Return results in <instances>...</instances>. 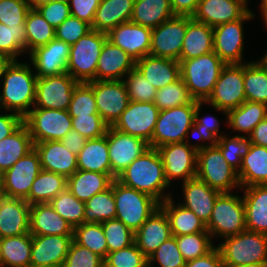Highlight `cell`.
<instances>
[{
	"instance_id": "1",
	"label": "cell",
	"mask_w": 267,
	"mask_h": 267,
	"mask_svg": "<svg viewBox=\"0 0 267 267\" xmlns=\"http://www.w3.org/2000/svg\"><path fill=\"white\" fill-rule=\"evenodd\" d=\"M2 77L4 81L0 94L1 107L24 118L34 107L36 74L32 72L28 63L10 60L2 69L1 79Z\"/></svg>"
},
{
	"instance_id": "2",
	"label": "cell",
	"mask_w": 267,
	"mask_h": 267,
	"mask_svg": "<svg viewBox=\"0 0 267 267\" xmlns=\"http://www.w3.org/2000/svg\"><path fill=\"white\" fill-rule=\"evenodd\" d=\"M116 180L124 186L150 195L160 204L171 197V194L164 196V189L170 185L165 176L161 155L156 148L150 147L136 158Z\"/></svg>"
},
{
	"instance_id": "3",
	"label": "cell",
	"mask_w": 267,
	"mask_h": 267,
	"mask_svg": "<svg viewBox=\"0 0 267 267\" xmlns=\"http://www.w3.org/2000/svg\"><path fill=\"white\" fill-rule=\"evenodd\" d=\"M179 62L181 78L191 97L196 101L205 102L211 95L226 63L214 51Z\"/></svg>"
},
{
	"instance_id": "4",
	"label": "cell",
	"mask_w": 267,
	"mask_h": 267,
	"mask_svg": "<svg viewBox=\"0 0 267 267\" xmlns=\"http://www.w3.org/2000/svg\"><path fill=\"white\" fill-rule=\"evenodd\" d=\"M225 267L267 263V235L244 230L219 244Z\"/></svg>"
},
{
	"instance_id": "5",
	"label": "cell",
	"mask_w": 267,
	"mask_h": 267,
	"mask_svg": "<svg viewBox=\"0 0 267 267\" xmlns=\"http://www.w3.org/2000/svg\"><path fill=\"white\" fill-rule=\"evenodd\" d=\"M115 218L123 222L134 233L160 208V203L148 194L124 186L113 180Z\"/></svg>"
},
{
	"instance_id": "6",
	"label": "cell",
	"mask_w": 267,
	"mask_h": 267,
	"mask_svg": "<svg viewBox=\"0 0 267 267\" xmlns=\"http://www.w3.org/2000/svg\"><path fill=\"white\" fill-rule=\"evenodd\" d=\"M198 102L193 100L187 105L161 110L149 146L157 149L162 145L185 142L186 139L190 141L187 136L193 128Z\"/></svg>"
},
{
	"instance_id": "7",
	"label": "cell",
	"mask_w": 267,
	"mask_h": 267,
	"mask_svg": "<svg viewBox=\"0 0 267 267\" xmlns=\"http://www.w3.org/2000/svg\"><path fill=\"white\" fill-rule=\"evenodd\" d=\"M196 177L220 193L240 187L237 171L226 162L217 146L197 150Z\"/></svg>"
},
{
	"instance_id": "8",
	"label": "cell",
	"mask_w": 267,
	"mask_h": 267,
	"mask_svg": "<svg viewBox=\"0 0 267 267\" xmlns=\"http://www.w3.org/2000/svg\"><path fill=\"white\" fill-rule=\"evenodd\" d=\"M107 39V34L92 29L71 46L67 73L78 83L96 80L98 59Z\"/></svg>"
},
{
	"instance_id": "9",
	"label": "cell",
	"mask_w": 267,
	"mask_h": 267,
	"mask_svg": "<svg viewBox=\"0 0 267 267\" xmlns=\"http://www.w3.org/2000/svg\"><path fill=\"white\" fill-rule=\"evenodd\" d=\"M213 238L234 236L246 230L243 198L230 193H221L214 204L210 220L206 225Z\"/></svg>"
},
{
	"instance_id": "10",
	"label": "cell",
	"mask_w": 267,
	"mask_h": 267,
	"mask_svg": "<svg viewBox=\"0 0 267 267\" xmlns=\"http://www.w3.org/2000/svg\"><path fill=\"white\" fill-rule=\"evenodd\" d=\"M245 101L244 63L226 64L205 103H210L227 117L229 110L239 107Z\"/></svg>"
},
{
	"instance_id": "11",
	"label": "cell",
	"mask_w": 267,
	"mask_h": 267,
	"mask_svg": "<svg viewBox=\"0 0 267 267\" xmlns=\"http://www.w3.org/2000/svg\"><path fill=\"white\" fill-rule=\"evenodd\" d=\"M33 144L61 140L71 129L72 119L68 110L33 108L23 118Z\"/></svg>"
},
{
	"instance_id": "12",
	"label": "cell",
	"mask_w": 267,
	"mask_h": 267,
	"mask_svg": "<svg viewBox=\"0 0 267 267\" xmlns=\"http://www.w3.org/2000/svg\"><path fill=\"white\" fill-rule=\"evenodd\" d=\"M200 147L203 145L179 142L157 148L169 185L173 179H183L186 182L196 177L197 150Z\"/></svg>"
},
{
	"instance_id": "13",
	"label": "cell",
	"mask_w": 267,
	"mask_h": 267,
	"mask_svg": "<svg viewBox=\"0 0 267 267\" xmlns=\"http://www.w3.org/2000/svg\"><path fill=\"white\" fill-rule=\"evenodd\" d=\"M87 84L93 89L98 114L112 127L129 103L125 82L94 80Z\"/></svg>"
},
{
	"instance_id": "14",
	"label": "cell",
	"mask_w": 267,
	"mask_h": 267,
	"mask_svg": "<svg viewBox=\"0 0 267 267\" xmlns=\"http://www.w3.org/2000/svg\"><path fill=\"white\" fill-rule=\"evenodd\" d=\"M160 110L152 102L129 101L127 108L112 126L119 132L152 141Z\"/></svg>"
},
{
	"instance_id": "15",
	"label": "cell",
	"mask_w": 267,
	"mask_h": 267,
	"mask_svg": "<svg viewBox=\"0 0 267 267\" xmlns=\"http://www.w3.org/2000/svg\"><path fill=\"white\" fill-rule=\"evenodd\" d=\"M79 83L69 74L37 78L33 108L68 110L74 88Z\"/></svg>"
},
{
	"instance_id": "16",
	"label": "cell",
	"mask_w": 267,
	"mask_h": 267,
	"mask_svg": "<svg viewBox=\"0 0 267 267\" xmlns=\"http://www.w3.org/2000/svg\"><path fill=\"white\" fill-rule=\"evenodd\" d=\"M42 167L38 152L33 148L4 172L2 194L10 198L26 199Z\"/></svg>"
},
{
	"instance_id": "17",
	"label": "cell",
	"mask_w": 267,
	"mask_h": 267,
	"mask_svg": "<svg viewBox=\"0 0 267 267\" xmlns=\"http://www.w3.org/2000/svg\"><path fill=\"white\" fill-rule=\"evenodd\" d=\"M187 16H174L152 29L150 55L181 60Z\"/></svg>"
},
{
	"instance_id": "18",
	"label": "cell",
	"mask_w": 267,
	"mask_h": 267,
	"mask_svg": "<svg viewBox=\"0 0 267 267\" xmlns=\"http://www.w3.org/2000/svg\"><path fill=\"white\" fill-rule=\"evenodd\" d=\"M106 137L113 180L150 148L149 143L143 139L119 132L112 127L107 129Z\"/></svg>"
},
{
	"instance_id": "19",
	"label": "cell",
	"mask_w": 267,
	"mask_h": 267,
	"mask_svg": "<svg viewBox=\"0 0 267 267\" xmlns=\"http://www.w3.org/2000/svg\"><path fill=\"white\" fill-rule=\"evenodd\" d=\"M254 18L252 10L241 19L213 27L214 49L226 64H243V22Z\"/></svg>"
},
{
	"instance_id": "20",
	"label": "cell",
	"mask_w": 267,
	"mask_h": 267,
	"mask_svg": "<svg viewBox=\"0 0 267 267\" xmlns=\"http://www.w3.org/2000/svg\"><path fill=\"white\" fill-rule=\"evenodd\" d=\"M73 235H32L30 267H63Z\"/></svg>"
},
{
	"instance_id": "21",
	"label": "cell",
	"mask_w": 267,
	"mask_h": 267,
	"mask_svg": "<svg viewBox=\"0 0 267 267\" xmlns=\"http://www.w3.org/2000/svg\"><path fill=\"white\" fill-rule=\"evenodd\" d=\"M151 35V28L129 21L113 28L107 37L109 41L137 61L150 55Z\"/></svg>"
},
{
	"instance_id": "22",
	"label": "cell",
	"mask_w": 267,
	"mask_h": 267,
	"mask_svg": "<svg viewBox=\"0 0 267 267\" xmlns=\"http://www.w3.org/2000/svg\"><path fill=\"white\" fill-rule=\"evenodd\" d=\"M70 48L67 43L54 38L48 44L31 51L30 60L37 71V78L66 73Z\"/></svg>"
},
{
	"instance_id": "23",
	"label": "cell",
	"mask_w": 267,
	"mask_h": 267,
	"mask_svg": "<svg viewBox=\"0 0 267 267\" xmlns=\"http://www.w3.org/2000/svg\"><path fill=\"white\" fill-rule=\"evenodd\" d=\"M248 0H200L192 18L208 26L241 19L248 11Z\"/></svg>"
},
{
	"instance_id": "24",
	"label": "cell",
	"mask_w": 267,
	"mask_h": 267,
	"mask_svg": "<svg viewBox=\"0 0 267 267\" xmlns=\"http://www.w3.org/2000/svg\"><path fill=\"white\" fill-rule=\"evenodd\" d=\"M30 204L20 198L0 195V237L24 235L29 232Z\"/></svg>"
},
{
	"instance_id": "25",
	"label": "cell",
	"mask_w": 267,
	"mask_h": 267,
	"mask_svg": "<svg viewBox=\"0 0 267 267\" xmlns=\"http://www.w3.org/2000/svg\"><path fill=\"white\" fill-rule=\"evenodd\" d=\"M43 170L64 175L66 178L77 170V155L69 151L60 140L34 144Z\"/></svg>"
},
{
	"instance_id": "26",
	"label": "cell",
	"mask_w": 267,
	"mask_h": 267,
	"mask_svg": "<svg viewBox=\"0 0 267 267\" xmlns=\"http://www.w3.org/2000/svg\"><path fill=\"white\" fill-rule=\"evenodd\" d=\"M170 237L172 233L168 217L159 208L134 233V242L148 258Z\"/></svg>"
},
{
	"instance_id": "27",
	"label": "cell",
	"mask_w": 267,
	"mask_h": 267,
	"mask_svg": "<svg viewBox=\"0 0 267 267\" xmlns=\"http://www.w3.org/2000/svg\"><path fill=\"white\" fill-rule=\"evenodd\" d=\"M134 68L135 60L107 39L98 59L96 80H124V76Z\"/></svg>"
},
{
	"instance_id": "28",
	"label": "cell",
	"mask_w": 267,
	"mask_h": 267,
	"mask_svg": "<svg viewBox=\"0 0 267 267\" xmlns=\"http://www.w3.org/2000/svg\"><path fill=\"white\" fill-rule=\"evenodd\" d=\"M182 187L185 202L180 204L193 211L207 225L215 201L221 193L197 177L183 182Z\"/></svg>"
},
{
	"instance_id": "29",
	"label": "cell",
	"mask_w": 267,
	"mask_h": 267,
	"mask_svg": "<svg viewBox=\"0 0 267 267\" xmlns=\"http://www.w3.org/2000/svg\"><path fill=\"white\" fill-rule=\"evenodd\" d=\"M135 68L156 90L175 82L181 77L180 62L170 58L147 55L135 61Z\"/></svg>"
},
{
	"instance_id": "30",
	"label": "cell",
	"mask_w": 267,
	"mask_h": 267,
	"mask_svg": "<svg viewBox=\"0 0 267 267\" xmlns=\"http://www.w3.org/2000/svg\"><path fill=\"white\" fill-rule=\"evenodd\" d=\"M74 229L50 205H30L29 232L32 235H73Z\"/></svg>"
},
{
	"instance_id": "31",
	"label": "cell",
	"mask_w": 267,
	"mask_h": 267,
	"mask_svg": "<svg viewBox=\"0 0 267 267\" xmlns=\"http://www.w3.org/2000/svg\"><path fill=\"white\" fill-rule=\"evenodd\" d=\"M246 188V189H245ZM244 190L246 230L267 235V184L251 185Z\"/></svg>"
},
{
	"instance_id": "32",
	"label": "cell",
	"mask_w": 267,
	"mask_h": 267,
	"mask_svg": "<svg viewBox=\"0 0 267 267\" xmlns=\"http://www.w3.org/2000/svg\"><path fill=\"white\" fill-rule=\"evenodd\" d=\"M135 0H102L91 28L108 34L116 26L130 21Z\"/></svg>"
},
{
	"instance_id": "33",
	"label": "cell",
	"mask_w": 267,
	"mask_h": 267,
	"mask_svg": "<svg viewBox=\"0 0 267 267\" xmlns=\"http://www.w3.org/2000/svg\"><path fill=\"white\" fill-rule=\"evenodd\" d=\"M214 49L213 27L187 16V31L183 40L181 60L197 58Z\"/></svg>"
},
{
	"instance_id": "34",
	"label": "cell",
	"mask_w": 267,
	"mask_h": 267,
	"mask_svg": "<svg viewBox=\"0 0 267 267\" xmlns=\"http://www.w3.org/2000/svg\"><path fill=\"white\" fill-rule=\"evenodd\" d=\"M172 197L160 204L168 217L172 236L208 232L206 224L191 210L181 204L175 206Z\"/></svg>"
},
{
	"instance_id": "35",
	"label": "cell",
	"mask_w": 267,
	"mask_h": 267,
	"mask_svg": "<svg viewBox=\"0 0 267 267\" xmlns=\"http://www.w3.org/2000/svg\"><path fill=\"white\" fill-rule=\"evenodd\" d=\"M78 170L108 174L111 177L106 134L87 140L84 148L77 155Z\"/></svg>"
},
{
	"instance_id": "36",
	"label": "cell",
	"mask_w": 267,
	"mask_h": 267,
	"mask_svg": "<svg viewBox=\"0 0 267 267\" xmlns=\"http://www.w3.org/2000/svg\"><path fill=\"white\" fill-rule=\"evenodd\" d=\"M237 173L240 188L267 184V147L251 144Z\"/></svg>"
},
{
	"instance_id": "37",
	"label": "cell",
	"mask_w": 267,
	"mask_h": 267,
	"mask_svg": "<svg viewBox=\"0 0 267 267\" xmlns=\"http://www.w3.org/2000/svg\"><path fill=\"white\" fill-rule=\"evenodd\" d=\"M113 179L108 174L77 170L67 178L66 188L79 200L86 202L97 193L111 186Z\"/></svg>"
},
{
	"instance_id": "38",
	"label": "cell",
	"mask_w": 267,
	"mask_h": 267,
	"mask_svg": "<svg viewBox=\"0 0 267 267\" xmlns=\"http://www.w3.org/2000/svg\"><path fill=\"white\" fill-rule=\"evenodd\" d=\"M174 16L170 0H135L130 21L153 29Z\"/></svg>"
},
{
	"instance_id": "39",
	"label": "cell",
	"mask_w": 267,
	"mask_h": 267,
	"mask_svg": "<svg viewBox=\"0 0 267 267\" xmlns=\"http://www.w3.org/2000/svg\"><path fill=\"white\" fill-rule=\"evenodd\" d=\"M33 148L29 130L23 123L10 136L0 141V169L5 172Z\"/></svg>"
},
{
	"instance_id": "40",
	"label": "cell",
	"mask_w": 267,
	"mask_h": 267,
	"mask_svg": "<svg viewBox=\"0 0 267 267\" xmlns=\"http://www.w3.org/2000/svg\"><path fill=\"white\" fill-rule=\"evenodd\" d=\"M67 186V178L64 175L51 171L41 170L31 185L30 193L25 199L30 205L49 203Z\"/></svg>"
},
{
	"instance_id": "41",
	"label": "cell",
	"mask_w": 267,
	"mask_h": 267,
	"mask_svg": "<svg viewBox=\"0 0 267 267\" xmlns=\"http://www.w3.org/2000/svg\"><path fill=\"white\" fill-rule=\"evenodd\" d=\"M244 86L246 101L267 105V61L244 63Z\"/></svg>"
},
{
	"instance_id": "42",
	"label": "cell",
	"mask_w": 267,
	"mask_h": 267,
	"mask_svg": "<svg viewBox=\"0 0 267 267\" xmlns=\"http://www.w3.org/2000/svg\"><path fill=\"white\" fill-rule=\"evenodd\" d=\"M32 234L2 238L1 265L6 267H30Z\"/></svg>"
},
{
	"instance_id": "43",
	"label": "cell",
	"mask_w": 267,
	"mask_h": 267,
	"mask_svg": "<svg viewBox=\"0 0 267 267\" xmlns=\"http://www.w3.org/2000/svg\"><path fill=\"white\" fill-rule=\"evenodd\" d=\"M267 117V105L245 101L239 107L228 111V125L249 136L255 126Z\"/></svg>"
},
{
	"instance_id": "44",
	"label": "cell",
	"mask_w": 267,
	"mask_h": 267,
	"mask_svg": "<svg viewBox=\"0 0 267 267\" xmlns=\"http://www.w3.org/2000/svg\"><path fill=\"white\" fill-rule=\"evenodd\" d=\"M116 207L113 194V181L111 186L103 192L97 193L85 202L83 223H102L115 219Z\"/></svg>"
},
{
	"instance_id": "45",
	"label": "cell",
	"mask_w": 267,
	"mask_h": 267,
	"mask_svg": "<svg viewBox=\"0 0 267 267\" xmlns=\"http://www.w3.org/2000/svg\"><path fill=\"white\" fill-rule=\"evenodd\" d=\"M25 34L27 50L30 53L54 39L55 29L48 24L37 9L31 8L25 18Z\"/></svg>"
},
{
	"instance_id": "46",
	"label": "cell",
	"mask_w": 267,
	"mask_h": 267,
	"mask_svg": "<svg viewBox=\"0 0 267 267\" xmlns=\"http://www.w3.org/2000/svg\"><path fill=\"white\" fill-rule=\"evenodd\" d=\"M73 240L103 259L108 254L107 242L101 223H83L73 231Z\"/></svg>"
},
{
	"instance_id": "47",
	"label": "cell",
	"mask_w": 267,
	"mask_h": 267,
	"mask_svg": "<svg viewBox=\"0 0 267 267\" xmlns=\"http://www.w3.org/2000/svg\"><path fill=\"white\" fill-rule=\"evenodd\" d=\"M24 51L27 52L25 24L8 27L0 23V56L17 60Z\"/></svg>"
},
{
	"instance_id": "48",
	"label": "cell",
	"mask_w": 267,
	"mask_h": 267,
	"mask_svg": "<svg viewBox=\"0 0 267 267\" xmlns=\"http://www.w3.org/2000/svg\"><path fill=\"white\" fill-rule=\"evenodd\" d=\"M49 203L73 229L83 224L85 202L77 199L67 188Z\"/></svg>"
},
{
	"instance_id": "49",
	"label": "cell",
	"mask_w": 267,
	"mask_h": 267,
	"mask_svg": "<svg viewBox=\"0 0 267 267\" xmlns=\"http://www.w3.org/2000/svg\"><path fill=\"white\" fill-rule=\"evenodd\" d=\"M193 100L187 86L180 77L175 82L158 89L153 103L161 111L190 104Z\"/></svg>"
},
{
	"instance_id": "50",
	"label": "cell",
	"mask_w": 267,
	"mask_h": 267,
	"mask_svg": "<svg viewBox=\"0 0 267 267\" xmlns=\"http://www.w3.org/2000/svg\"><path fill=\"white\" fill-rule=\"evenodd\" d=\"M175 239L186 262L206 255L215 247L209 232L179 235Z\"/></svg>"
},
{
	"instance_id": "51",
	"label": "cell",
	"mask_w": 267,
	"mask_h": 267,
	"mask_svg": "<svg viewBox=\"0 0 267 267\" xmlns=\"http://www.w3.org/2000/svg\"><path fill=\"white\" fill-rule=\"evenodd\" d=\"M251 144L250 138L247 136L237 135L229 138L223 135L216 146L220 149L226 162L238 172L242 159L248 153Z\"/></svg>"
},
{
	"instance_id": "52",
	"label": "cell",
	"mask_w": 267,
	"mask_h": 267,
	"mask_svg": "<svg viewBox=\"0 0 267 267\" xmlns=\"http://www.w3.org/2000/svg\"><path fill=\"white\" fill-rule=\"evenodd\" d=\"M108 253L126 248L134 243V232L118 219L102 222Z\"/></svg>"
},
{
	"instance_id": "53",
	"label": "cell",
	"mask_w": 267,
	"mask_h": 267,
	"mask_svg": "<svg viewBox=\"0 0 267 267\" xmlns=\"http://www.w3.org/2000/svg\"><path fill=\"white\" fill-rule=\"evenodd\" d=\"M68 113L71 117L98 114L93 89L87 83L74 88Z\"/></svg>"
},
{
	"instance_id": "54",
	"label": "cell",
	"mask_w": 267,
	"mask_h": 267,
	"mask_svg": "<svg viewBox=\"0 0 267 267\" xmlns=\"http://www.w3.org/2000/svg\"><path fill=\"white\" fill-rule=\"evenodd\" d=\"M202 104H205V102H198L196 104L192 136L199 140H207L209 144H203V146H216L218 140L223 136L218 131L220 124L218 119L213 116L199 118Z\"/></svg>"
},
{
	"instance_id": "55",
	"label": "cell",
	"mask_w": 267,
	"mask_h": 267,
	"mask_svg": "<svg viewBox=\"0 0 267 267\" xmlns=\"http://www.w3.org/2000/svg\"><path fill=\"white\" fill-rule=\"evenodd\" d=\"M106 267H148V258L135 242L118 251L108 253L104 259Z\"/></svg>"
},
{
	"instance_id": "56",
	"label": "cell",
	"mask_w": 267,
	"mask_h": 267,
	"mask_svg": "<svg viewBox=\"0 0 267 267\" xmlns=\"http://www.w3.org/2000/svg\"><path fill=\"white\" fill-rule=\"evenodd\" d=\"M125 77L127 79L123 81L127 88L129 101L153 103L157 90L136 68L131 70Z\"/></svg>"
},
{
	"instance_id": "57",
	"label": "cell",
	"mask_w": 267,
	"mask_h": 267,
	"mask_svg": "<svg viewBox=\"0 0 267 267\" xmlns=\"http://www.w3.org/2000/svg\"><path fill=\"white\" fill-rule=\"evenodd\" d=\"M153 262L159 263L160 267L185 266L186 261L179 251L175 236L163 242L156 251L148 257V267H153Z\"/></svg>"
},
{
	"instance_id": "58",
	"label": "cell",
	"mask_w": 267,
	"mask_h": 267,
	"mask_svg": "<svg viewBox=\"0 0 267 267\" xmlns=\"http://www.w3.org/2000/svg\"><path fill=\"white\" fill-rule=\"evenodd\" d=\"M30 9L28 0H1L0 23L8 27L25 24V18Z\"/></svg>"
},
{
	"instance_id": "59",
	"label": "cell",
	"mask_w": 267,
	"mask_h": 267,
	"mask_svg": "<svg viewBox=\"0 0 267 267\" xmlns=\"http://www.w3.org/2000/svg\"><path fill=\"white\" fill-rule=\"evenodd\" d=\"M71 119L72 129L79 132L87 140L105 135L109 128L99 114L71 117Z\"/></svg>"
},
{
	"instance_id": "60",
	"label": "cell",
	"mask_w": 267,
	"mask_h": 267,
	"mask_svg": "<svg viewBox=\"0 0 267 267\" xmlns=\"http://www.w3.org/2000/svg\"><path fill=\"white\" fill-rule=\"evenodd\" d=\"M104 259L89 249L72 241L63 267H102Z\"/></svg>"
},
{
	"instance_id": "61",
	"label": "cell",
	"mask_w": 267,
	"mask_h": 267,
	"mask_svg": "<svg viewBox=\"0 0 267 267\" xmlns=\"http://www.w3.org/2000/svg\"><path fill=\"white\" fill-rule=\"evenodd\" d=\"M91 30L90 24L76 17L69 16L55 29V38L72 46Z\"/></svg>"
},
{
	"instance_id": "62",
	"label": "cell",
	"mask_w": 267,
	"mask_h": 267,
	"mask_svg": "<svg viewBox=\"0 0 267 267\" xmlns=\"http://www.w3.org/2000/svg\"><path fill=\"white\" fill-rule=\"evenodd\" d=\"M36 9L54 29L71 16L69 4L63 2L53 1Z\"/></svg>"
},
{
	"instance_id": "63",
	"label": "cell",
	"mask_w": 267,
	"mask_h": 267,
	"mask_svg": "<svg viewBox=\"0 0 267 267\" xmlns=\"http://www.w3.org/2000/svg\"><path fill=\"white\" fill-rule=\"evenodd\" d=\"M100 2L101 0H70L71 16L92 26Z\"/></svg>"
},
{
	"instance_id": "64",
	"label": "cell",
	"mask_w": 267,
	"mask_h": 267,
	"mask_svg": "<svg viewBox=\"0 0 267 267\" xmlns=\"http://www.w3.org/2000/svg\"><path fill=\"white\" fill-rule=\"evenodd\" d=\"M184 267H225L218 247H214L206 255L187 261Z\"/></svg>"
},
{
	"instance_id": "65",
	"label": "cell",
	"mask_w": 267,
	"mask_h": 267,
	"mask_svg": "<svg viewBox=\"0 0 267 267\" xmlns=\"http://www.w3.org/2000/svg\"><path fill=\"white\" fill-rule=\"evenodd\" d=\"M23 124V118L16 113H7L0 115V141L13 132H15Z\"/></svg>"
},
{
	"instance_id": "66",
	"label": "cell",
	"mask_w": 267,
	"mask_h": 267,
	"mask_svg": "<svg viewBox=\"0 0 267 267\" xmlns=\"http://www.w3.org/2000/svg\"><path fill=\"white\" fill-rule=\"evenodd\" d=\"M60 141L69 151L78 155L84 148L87 139L76 130L71 129Z\"/></svg>"
},
{
	"instance_id": "67",
	"label": "cell",
	"mask_w": 267,
	"mask_h": 267,
	"mask_svg": "<svg viewBox=\"0 0 267 267\" xmlns=\"http://www.w3.org/2000/svg\"><path fill=\"white\" fill-rule=\"evenodd\" d=\"M175 16L192 17L200 0H170Z\"/></svg>"
},
{
	"instance_id": "68",
	"label": "cell",
	"mask_w": 267,
	"mask_h": 267,
	"mask_svg": "<svg viewBox=\"0 0 267 267\" xmlns=\"http://www.w3.org/2000/svg\"><path fill=\"white\" fill-rule=\"evenodd\" d=\"M248 137L252 144L267 147V117L255 126Z\"/></svg>"
},
{
	"instance_id": "69",
	"label": "cell",
	"mask_w": 267,
	"mask_h": 267,
	"mask_svg": "<svg viewBox=\"0 0 267 267\" xmlns=\"http://www.w3.org/2000/svg\"><path fill=\"white\" fill-rule=\"evenodd\" d=\"M30 3L31 8L36 9L40 5L48 4L53 2L54 0H28Z\"/></svg>"
},
{
	"instance_id": "70",
	"label": "cell",
	"mask_w": 267,
	"mask_h": 267,
	"mask_svg": "<svg viewBox=\"0 0 267 267\" xmlns=\"http://www.w3.org/2000/svg\"><path fill=\"white\" fill-rule=\"evenodd\" d=\"M261 11H262V18L264 19L263 21L265 22V24H267V0H262L261 1V7H260Z\"/></svg>"
},
{
	"instance_id": "71",
	"label": "cell",
	"mask_w": 267,
	"mask_h": 267,
	"mask_svg": "<svg viewBox=\"0 0 267 267\" xmlns=\"http://www.w3.org/2000/svg\"><path fill=\"white\" fill-rule=\"evenodd\" d=\"M237 267H267V263H261V264H245V265H240Z\"/></svg>"
},
{
	"instance_id": "72",
	"label": "cell",
	"mask_w": 267,
	"mask_h": 267,
	"mask_svg": "<svg viewBox=\"0 0 267 267\" xmlns=\"http://www.w3.org/2000/svg\"><path fill=\"white\" fill-rule=\"evenodd\" d=\"M7 61L8 60L6 58L0 56V79H1L2 69H3L4 65L7 63Z\"/></svg>"
},
{
	"instance_id": "73",
	"label": "cell",
	"mask_w": 267,
	"mask_h": 267,
	"mask_svg": "<svg viewBox=\"0 0 267 267\" xmlns=\"http://www.w3.org/2000/svg\"><path fill=\"white\" fill-rule=\"evenodd\" d=\"M3 182H4V172L0 169V195L2 194Z\"/></svg>"
},
{
	"instance_id": "74",
	"label": "cell",
	"mask_w": 267,
	"mask_h": 267,
	"mask_svg": "<svg viewBox=\"0 0 267 267\" xmlns=\"http://www.w3.org/2000/svg\"><path fill=\"white\" fill-rule=\"evenodd\" d=\"M1 247H2V238L0 237V264H1V255H2Z\"/></svg>"
},
{
	"instance_id": "75",
	"label": "cell",
	"mask_w": 267,
	"mask_h": 267,
	"mask_svg": "<svg viewBox=\"0 0 267 267\" xmlns=\"http://www.w3.org/2000/svg\"><path fill=\"white\" fill-rule=\"evenodd\" d=\"M54 1L63 2V3H66V4L70 3V0H54Z\"/></svg>"
},
{
	"instance_id": "76",
	"label": "cell",
	"mask_w": 267,
	"mask_h": 267,
	"mask_svg": "<svg viewBox=\"0 0 267 267\" xmlns=\"http://www.w3.org/2000/svg\"><path fill=\"white\" fill-rule=\"evenodd\" d=\"M263 58L267 61V52L266 55L263 56Z\"/></svg>"
}]
</instances>
